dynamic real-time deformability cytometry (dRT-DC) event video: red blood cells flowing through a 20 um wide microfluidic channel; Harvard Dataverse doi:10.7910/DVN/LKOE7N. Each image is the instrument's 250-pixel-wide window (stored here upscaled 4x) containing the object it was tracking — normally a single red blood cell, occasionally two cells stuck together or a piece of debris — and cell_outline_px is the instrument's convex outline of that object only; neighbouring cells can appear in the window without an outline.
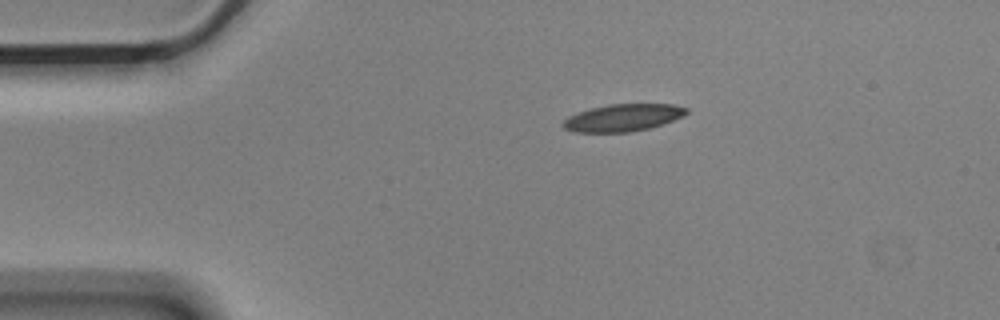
{"species": "Egyptian fruit bat (a non-hibernating species)", "species_latin": "Rousettus aegyptiacus", "temperature_condition": "cold", "stored_images_in_passage": 2, "camera_frame_rate_fps": 3000, "um_per_image_px": 0.085, "animal": {"sex": "male"}, "frame": {"image": 1, "passage_image": 2, "time_ms": 0.333, "image_size_px": [1000, 320], "cell_outline_px": [[688, 112], [684, 116], [648, 128], [632, 132], [576, 132], [564, 128], [560, 124], [568, 116], [592, 108], [608, 104], [672, 104], [688, 108]], "centroid_in_image_um": [52.94, 10.0], "position_along_channel_um": 32.1, "area_um2": 19.42}}